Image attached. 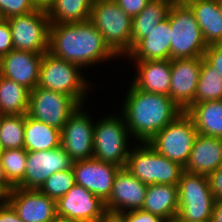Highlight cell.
Wrapping results in <instances>:
<instances>
[{"instance_id":"cell-1","label":"cell","mask_w":222,"mask_h":222,"mask_svg":"<svg viewBox=\"0 0 222 222\" xmlns=\"http://www.w3.org/2000/svg\"><path fill=\"white\" fill-rule=\"evenodd\" d=\"M48 52L81 67L117 57L89 20L77 23H51Z\"/></svg>"},{"instance_id":"cell-2","label":"cell","mask_w":222,"mask_h":222,"mask_svg":"<svg viewBox=\"0 0 222 222\" xmlns=\"http://www.w3.org/2000/svg\"><path fill=\"white\" fill-rule=\"evenodd\" d=\"M123 103V116L130 135L148 142L183 111L167 95L137 89L133 84Z\"/></svg>"},{"instance_id":"cell-3","label":"cell","mask_w":222,"mask_h":222,"mask_svg":"<svg viewBox=\"0 0 222 222\" xmlns=\"http://www.w3.org/2000/svg\"><path fill=\"white\" fill-rule=\"evenodd\" d=\"M89 21L117 56L128 55L132 50L133 17L127 15L115 0H94Z\"/></svg>"},{"instance_id":"cell-4","label":"cell","mask_w":222,"mask_h":222,"mask_svg":"<svg viewBox=\"0 0 222 222\" xmlns=\"http://www.w3.org/2000/svg\"><path fill=\"white\" fill-rule=\"evenodd\" d=\"M171 26L170 59L204 57L207 49L200 27L191 8L175 0L169 10Z\"/></svg>"},{"instance_id":"cell-5","label":"cell","mask_w":222,"mask_h":222,"mask_svg":"<svg viewBox=\"0 0 222 222\" xmlns=\"http://www.w3.org/2000/svg\"><path fill=\"white\" fill-rule=\"evenodd\" d=\"M125 168L146 185H178L184 167L157 153L147 142L129 152Z\"/></svg>"},{"instance_id":"cell-6","label":"cell","mask_w":222,"mask_h":222,"mask_svg":"<svg viewBox=\"0 0 222 222\" xmlns=\"http://www.w3.org/2000/svg\"><path fill=\"white\" fill-rule=\"evenodd\" d=\"M177 219L184 222H210L215 198L205 175L183 171L178 183Z\"/></svg>"},{"instance_id":"cell-7","label":"cell","mask_w":222,"mask_h":222,"mask_svg":"<svg viewBox=\"0 0 222 222\" xmlns=\"http://www.w3.org/2000/svg\"><path fill=\"white\" fill-rule=\"evenodd\" d=\"M80 68L82 67L49 52L44 53L37 86L72 96L82 105L89 83L80 74Z\"/></svg>"},{"instance_id":"cell-8","label":"cell","mask_w":222,"mask_h":222,"mask_svg":"<svg viewBox=\"0 0 222 222\" xmlns=\"http://www.w3.org/2000/svg\"><path fill=\"white\" fill-rule=\"evenodd\" d=\"M197 135L192 118L183 111L147 143L157 153L185 167Z\"/></svg>"},{"instance_id":"cell-9","label":"cell","mask_w":222,"mask_h":222,"mask_svg":"<svg viewBox=\"0 0 222 222\" xmlns=\"http://www.w3.org/2000/svg\"><path fill=\"white\" fill-rule=\"evenodd\" d=\"M129 130L124 118L105 117L94 124L93 158L125 168L130 150L127 148ZM129 150V151H128Z\"/></svg>"},{"instance_id":"cell-10","label":"cell","mask_w":222,"mask_h":222,"mask_svg":"<svg viewBox=\"0 0 222 222\" xmlns=\"http://www.w3.org/2000/svg\"><path fill=\"white\" fill-rule=\"evenodd\" d=\"M16 50L44 54L49 48L50 19L45 9L7 19Z\"/></svg>"},{"instance_id":"cell-11","label":"cell","mask_w":222,"mask_h":222,"mask_svg":"<svg viewBox=\"0 0 222 222\" xmlns=\"http://www.w3.org/2000/svg\"><path fill=\"white\" fill-rule=\"evenodd\" d=\"M79 106L72 96L37 86L30 91L27 115L61 130Z\"/></svg>"},{"instance_id":"cell-12","label":"cell","mask_w":222,"mask_h":222,"mask_svg":"<svg viewBox=\"0 0 222 222\" xmlns=\"http://www.w3.org/2000/svg\"><path fill=\"white\" fill-rule=\"evenodd\" d=\"M72 164L73 161L61 146L46 151L28 152L24 180L18 188L39 190L49 176L71 169Z\"/></svg>"},{"instance_id":"cell-13","label":"cell","mask_w":222,"mask_h":222,"mask_svg":"<svg viewBox=\"0 0 222 222\" xmlns=\"http://www.w3.org/2000/svg\"><path fill=\"white\" fill-rule=\"evenodd\" d=\"M56 208L58 216L78 222H102L108 216L105 203L77 184L56 201Z\"/></svg>"},{"instance_id":"cell-14","label":"cell","mask_w":222,"mask_h":222,"mask_svg":"<svg viewBox=\"0 0 222 222\" xmlns=\"http://www.w3.org/2000/svg\"><path fill=\"white\" fill-rule=\"evenodd\" d=\"M79 106L61 129V147L71 160L80 161L92 158L94 123Z\"/></svg>"},{"instance_id":"cell-15","label":"cell","mask_w":222,"mask_h":222,"mask_svg":"<svg viewBox=\"0 0 222 222\" xmlns=\"http://www.w3.org/2000/svg\"><path fill=\"white\" fill-rule=\"evenodd\" d=\"M147 187L126 168H120L113 180L110 197L104 202L107 214L115 216L142 209Z\"/></svg>"},{"instance_id":"cell-16","label":"cell","mask_w":222,"mask_h":222,"mask_svg":"<svg viewBox=\"0 0 222 222\" xmlns=\"http://www.w3.org/2000/svg\"><path fill=\"white\" fill-rule=\"evenodd\" d=\"M120 168L113 163L99 161L93 157L74 161L72 164L75 184L83 186L103 202L110 197L113 180Z\"/></svg>"},{"instance_id":"cell-17","label":"cell","mask_w":222,"mask_h":222,"mask_svg":"<svg viewBox=\"0 0 222 222\" xmlns=\"http://www.w3.org/2000/svg\"><path fill=\"white\" fill-rule=\"evenodd\" d=\"M204 57L171 60L169 97L182 110L194 104L200 69Z\"/></svg>"},{"instance_id":"cell-18","label":"cell","mask_w":222,"mask_h":222,"mask_svg":"<svg viewBox=\"0 0 222 222\" xmlns=\"http://www.w3.org/2000/svg\"><path fill=\"white\" fill-rule=\"evenodd\" d=\"M5 200L23 222H51L57 216L56 200L39 190L15 187Z\"/></svg>"},{"instance_id":"cell-19","label":"cell","mask_w":222,"mask_h":222,"mask_svg":"<svg viewBox=\"0 0 222 222\" xmlns=\"http://www.w3.org/2000/svg\"><path fill=\"white\" fill-rule=\"evenodd\" d=\"M42 59L43 54L13 49L0 57V75L31 91L38 85Z\"/></svg>"},{"instance_id":"cell-20","label":"cell","mask_w":222,"mask_h":222,"mask_svg":"<svg viewBox=\"0 0 222 222\" xmlns=\"http://www.w3.org/2000/svg\"><path fill=\"white\" fill-rule=\"evenodd\" d=\"M222 165V138L198 134L184 170L208 176Z\"/></svg>"},{"instance_id":"cell-21","label":"cell","mask_w":222,"mask_h":222,"mask_svg":"<svg viewBox=\"0 0 222 222\" xmlns=\"http://www.w3.org/2000/svg\"><path fill=\"white\" fill-rule=\"evenodd\" d=\"M171 26L167 18L156 25L128 53L134 61L170 59Z\"/></svg>"},{"instance_id":"cell-22","label":"cell","mask_w":222,"mask_h":222,"mask_svg":"<svg viewBox=\"0 0 222 222\" xmlns=\"http://www.w3.org/2000/svg\"><path fill=\"white\" fill-rule=\"evenodd\" d=\"M137 62V72L132 84L145 92L169 96L171 59L144 60Z\"/></svg>"},{"instance_id":"cell-23","label":"cell","mask_w":222,"mask_h":222,"mask_svg":"<svg viewBox=\"0 0 222 222\" xmlns=\"http://www.w3.org/2000/svg\"><path fill=\"white\" fill-rule=\"evenodd\" d=\"M193 11L207 46L222 43V14L218 0H183Z\"/></svg>"},{"instance_id":"cell-24","label":"cell","mask_w":222,"mask_h":222,"mask_svg":"<svg viewBox=\"0 0 222 222\" xmlns=\"http://www.w3.org/2000/svg\"><path fill=\"white\" fill-rule=\"evenodd\" d=\"M178 185H148L142 210L172 222L178 214Z\"/></svg>"},{"instance_id":"cell-25","label":"cell","mask_w":222,"mask_h":222,"mask_svg":"<svg viewBox=\"0 0 222 222\" xmlns=\"http://www.w3.org/2000/svg\"><path fill=\"white\" fill-rule=\"evenodd\" d=\"M200 135L222 138V100L194 103L185 111Z\"/></svg>"},{"instance_id":"cell-26","label":"cell","mask_w":222,"mask_h":222,"mask_svg":"<svg viewBox=\"0 0 222 222\" xmlns=\"http://www.w3.org/2000/svg\"><path fill=\"white\" fill-rule=\"evenodd\" d=\"M24 149L46 151L61 146V130L25 115Z\"/></svg>"},{"instance_id":"cell-27","label":"cell","mask_w":222,"mask_h":222,"mask_svg":"<svg viewBox=\"0 0 222 222\" xmlns=\"http://www.w3.org/2000/svg\"><path fill=\"white\" fill-rule=\"evenodd\" d=\"M175 0H151L145 8L133 17L132 48L148 35L159 22L167 18Z\"/></svg>"},{"instance_id":"cell-28","label":"cell","mask_w":222,"mask_h":222,"mask_svg":"<svg viewBox=\"0 0 222 222\" xmlns=\"http://www.w3.org/2000/svg\"><path fill=\"white\" fill-rule=\"evenodd\" d=\"M30 90L0 75V115H26Z\"/></svg>"},{"instance_id":"cell-29","label":"cell","mask_w":222,"mask_h":222,"mask_svg":"<svg viewBox=\"0 0 222 222\" xmlns=\"http://www.w3.org/2000/svg\"><path fill=\"white\" fill-rule=\"evenodd\" d=\"M94 0H55L48 8L51 23H77L90 19Z\"/></svg>"},{"instance_id":"cell-30","label":"cell","mask_w":222,"mask_h":222,"mask_svg":"<svg viewBox=\"0 0 222 222\" xmlns=\"http://www.w3.org/2000/svg\"><path fill=\"white\" fill-rule=\"evenodd\" d=\"M214 100H222V76L203 59L194 103Z\"/></svg>"},{"instance_id":"cell-31","label":"cell","mask_w":222,"mask_h":222,"mask_svg":"<svg viewBox=\"0 0 222 222\" xmlns=\"http://www.w3.org/2000/svg\"><path fill=\"white\" fill-rule=\"evenodd\" d=\"M25 115H1L0 151L24 148Z\"/></svg>"},{"instance_id":"cell-32","label":"cell","mask_w":222,"mask_h":222,"mask_svg":"<svg viewBox=\"0 0 222 222\" xmlns=\"http://www.w3.org/2000/svg\"><path fill=\"white\" fill-rule=\"evenodd\" d=\"M27 151L24 148L0 151V160L8 183L18 187L24 180Z\"/></svg>"},{"instance_id":"cell-33","label":"cell","mask_w":222,"mask_h":222,"mask_svg":"<svg viewBox=\"0 0 222 222\" xmlns=\"http://www.w3.org/2000/svg\"><path fill=\"white\" fill-rule=\"evenodd\" d=\"M75 185V178L72 168L67 171L53 173L43 183L40 192L48 197L58 200L64 196Z\"/></svg>"},{"instance_id":"cell-34","label":"cell","mask_w":222,"mask_h":222,"mask_svg":"<svg viewBox=\"0 0 222 222\" xmlns=\"http://www.w3.org/2000/svg\"><path fill=\"white\" fill-rule=\"evenodd\" d=\"M37 9V6L32 0H0L1 19L25 15Z\"/></svg>"},{"instance_id":"cell-35","label":"cell","mask_w":222,"mask_h":222,"mask_svg":"<svg viewBox=\"0 0 222 222\" xmlns=\"http://www.w3.org/2000/svg\"><path fill=\"white\" fill-rule=\"evenodd\" d=\"M121 222H165L160 217L142 209L115 215Z\"/></svg>"},{"instance_id":"cell-36","label":"cell","mask_w":222,"mask_h":222,"mask_svg":"<svg viewBox=\"0 0 222 222\" xmlns=\"http://www.w3.org/2000/svg\"><path fill=\"white\" fill-rule=\"evenodd\" d=\"M12 34L7 19H0V57L13 50Z\"/></svg>"},{"instance_id":"cell-37","label":"cell","mask_w":222,"mask_h":222,"mask_svg":"<svg viewBox=\"0 0 222 222\" xmlns=\"http://www.w3.org/2000/svg\"><path fill=\"white\" fill-rule=\"evenodd\" d=\"M204 59L222 76V43L209 45L205 51Z\"/></svg>"},{"instance_id":"cell-38","label":"cell","mask_w":222,"mask_h":222,"mask_svg":"<svg viewBox=\"0 0 222 222\" xmlns=\"http://www.w3.org/2000/svg\"><path fill=\"white\" fill-rule=\"evenodd\" d=\"M118 6L129 16L138 15L151 0H115Z\"/></svg>"},{"instance_id":"cell-39","label":"cell","mask_w":222,"mask_h":222,"mask_svg":"<svg viewBox=\"0 0 222 222\" xmlns=\"http://www.w3.org/2000/svg\"><path fill=\"white\" fill-rule=\"evenodd\" d=\"M210 190L215 199L222 198V165L207 176Z\"/></svg>"},{"instance_id":"cell-40","label":"cell","mask_w":222,"mask_h":222,"mask_svg":"<svg viewBox=\"0 0 222 222\" xmlns=\"http://www.w3.org/2000/svg\"><path fill=\"white\" fill-rule=\"evenodd\" d=\"M0 222H23L6 200H0Z\"/></svg>"},{"instance_id":"cell-41","label":"cell","mask_w":222,"mask_h":222,"mask_svg":"<svg viewBox=\"0 0 222 222\" xmlns=\"http://www.w3.org/2000/svg\"><path fill=\"white\" fill-rule=\"evenodd\" d=\"M14 188L8 183L0 160V200H5Z\"/></svg>"},{"instance_id":"cell-42","label":"cell","mask_w":222,"mask_h":222,"mask_svg":"<svg viewBox=\"0 0 222 222\" xmlns=\"http://www.w3.org/2000/svg\"><path fill=\"white\" fill-rule=\"evenodd\" d=\"M210 222H222V198L215 199Z\"/></svg>"},{"instance_id":"cell-43","label":"cell","mask_w":222,"mask_h":222,"mask_svg":"<svg viewBox=\"0 0 222 222\" xmlns=\"http://www.w3.org/2000/svg\"><path fill=\"white\" fill-rule=\"evenodd\" d=\"M37 8L48 10L55 0H32Z\"/></svg>"},{"instance_id":"cell-44","label":"cell","mask_w":222,"mask_h":222,"mask_svg":"<svg viewBox=\"0 0 222 222\" xmlns=\"http://www.w3.org/2000/svg\"><path fill=\"white\" fill-rule=\"evenodd\" d=\"M51 222H78L75 220H71L69 218L61 217V216H56Z\"/></svg>"},{"instance_id":"cell-45","label":"cell","mask_w":222,"mask_h":222,"mask_svg":"<svg viewBox=\"0 0 222 222\" xmlns=\"http://www.w3.org/2000/svg\"><path fill=\"white\" fill-rule=\"evenodd\" d=\"M102 222H121L116 216L108 215Z\"/></svg>"},{"instance_id":"cell-46","label":"cell","mask_w":222,"mask_h":222,"mask_svg":"<svg viewBox=\"0 0 222 222\" xmlns=\"http://www.w3.org/2000/svg\"><path fill=\"white\" fill-rule=\"evenodd\" d=\"M218 4H219L220 10H221V14H222V0H218Z\"/></svg>"},{"instance_id":"cell-47","label":"cell","mask_w":222,"mask_h":222,"mask_svg":"<svg viewBox=\"0 0 222 222\" xmlns=\"http://www.w3.org/2000/svg\"><path fill=\"white\" fill-rule=\"evenodd\" d=\"M172 222H184V221H179L177 218H175Z\"/></svg>"}]
</instances>
